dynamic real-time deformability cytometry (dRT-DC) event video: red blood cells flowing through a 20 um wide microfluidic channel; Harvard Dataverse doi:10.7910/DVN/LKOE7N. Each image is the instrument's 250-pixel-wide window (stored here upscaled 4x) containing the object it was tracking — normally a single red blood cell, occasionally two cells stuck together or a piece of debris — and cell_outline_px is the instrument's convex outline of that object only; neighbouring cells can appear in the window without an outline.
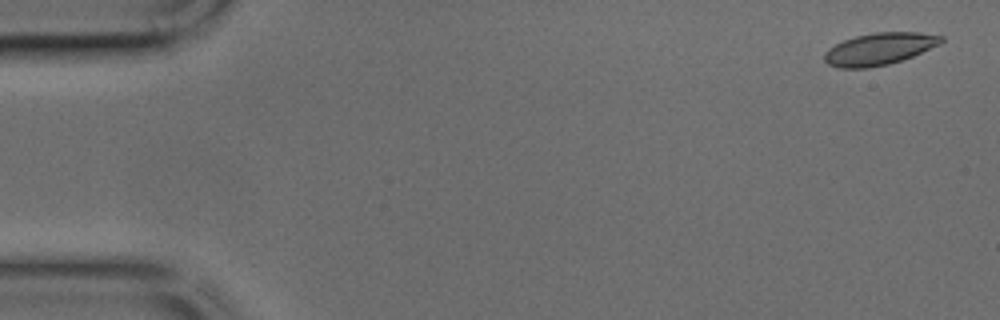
{"species": "common noctule bat (a hibernating species)", "species_latin": "Nyctalus noctula", "temperature_condition": "cold", "stored_images_in_passage": 45, "camera_frame_rate_fps": 3000, "um_per_image_px": 0.085, "animal": {"sex": "male", "body_mass_g": 17.9, "forearm_length_mm": 54.2}, "frame": {"image": 1, "passage_image": 2, "time_ms": 0.333, "image_size_px": [1000, 320], "cell_outline_px": [[944, 40], [940, 44], [912, 56], [888, 64], [868, 68], [840, 68], [828, 64], [824, 60], [824, 52], [828, 48], [844, 40], [856, 36], [872, 32], [920, 32], [944, 36]], "centroid_in_image_um": [74.73, 4.15], "position_along_channel_um": 10.3, "area_um2": 21.79}}
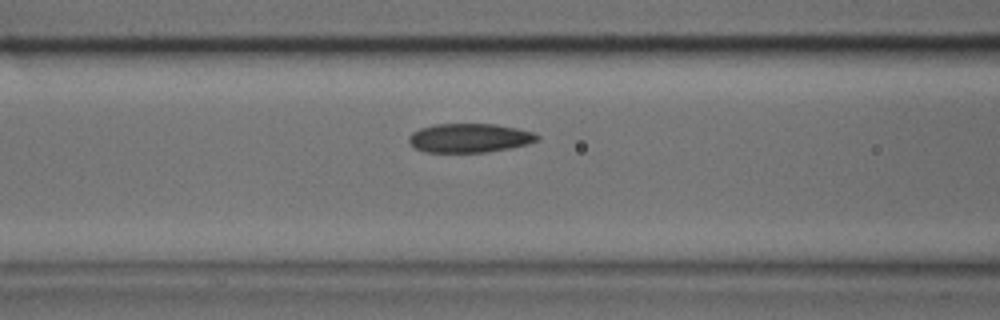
{"frame": {"image": 2, "passage_image": 18, "time_ms": 5.667, "image_size_px": [1000, 320], "cell_outline_px": [[540, 140], [528, 144], [512, 148], [488, 152], [424, 152], [412, 148], [408, 140], [408, 136], [412, 132], [420, 128], [432, 124], [496, 124], [536, 132], [540, 136]], "centroid_in_image_um": [39.91, 11.73], "position_along_channel_um": 126.7, "area_um2": 22.14}}
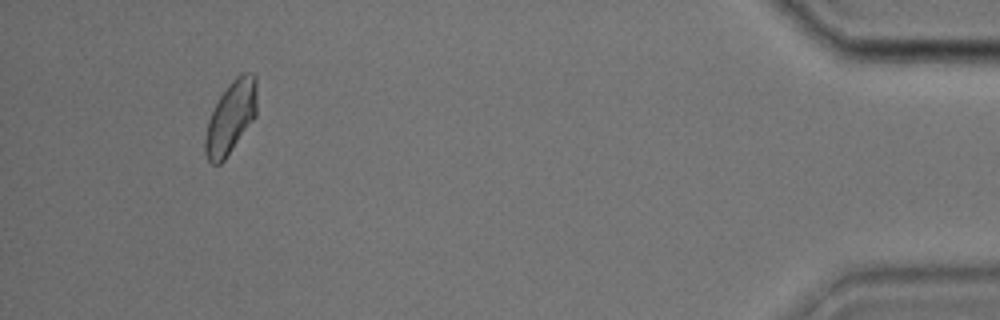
{"frame": {"image": 3, "passage_image": 42, "time_ms": 13.667, "image_size_px": [1000, 320], "cell_outline_px": [[256, 116], [224, 160], [220, 164], [212, 164], [208, 160], [204, 152], [204, 140], [208, 120], [220, 96], [232, 80], [236, 76], [244, 72], [252, 72], [256, 76]], "centroid_in_image_um": [19.61, 9.97], "position_along_channel_um": 415.6, "area_um2": 21.68}}